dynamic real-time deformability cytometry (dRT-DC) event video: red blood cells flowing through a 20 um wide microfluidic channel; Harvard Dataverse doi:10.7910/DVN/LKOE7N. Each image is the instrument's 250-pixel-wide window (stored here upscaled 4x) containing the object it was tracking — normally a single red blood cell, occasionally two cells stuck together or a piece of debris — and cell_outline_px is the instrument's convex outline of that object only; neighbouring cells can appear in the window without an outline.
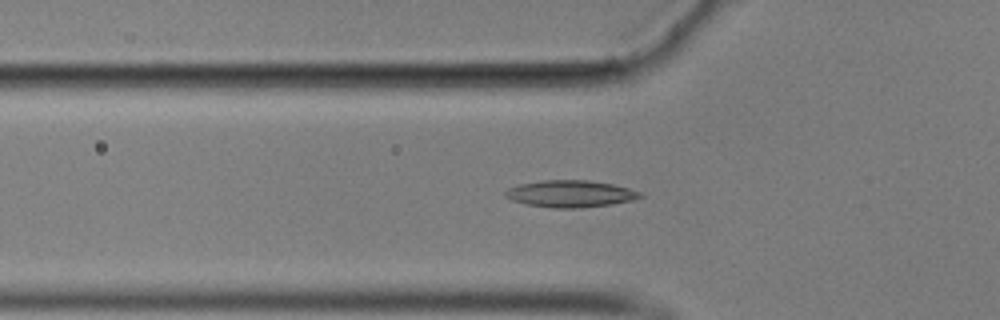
{"species": "common noctule bat (a hibernating species)", "species_latin": "Nyctalus noctula", "temperature_condition": "cold", "stored_images_in_passage": 55, "camera_frame_rate_fps": 3000, "um_per_image_px": 0.085, "animal": {"sex": "male", "body_mass_g": 17.9}, "frame": {"image": 1, "passage_image": 19, "time_ms": 6.0, "image_size_px": [1000, 320], "cell_outline_px": [[644, 196], [632, 200], [612, 204], [580, 208], [552, 208], [528, 204], [512, 200], [504, 196], [504, 192], [508, 188], [520, 184], [544, 180], [588, 180], [612, 184], [628, 188], [640, 192]], "centroid_in_image_um": [48.48, 16.47], "position_along_channel_um": 77.3, "area_um2": 21.04}}
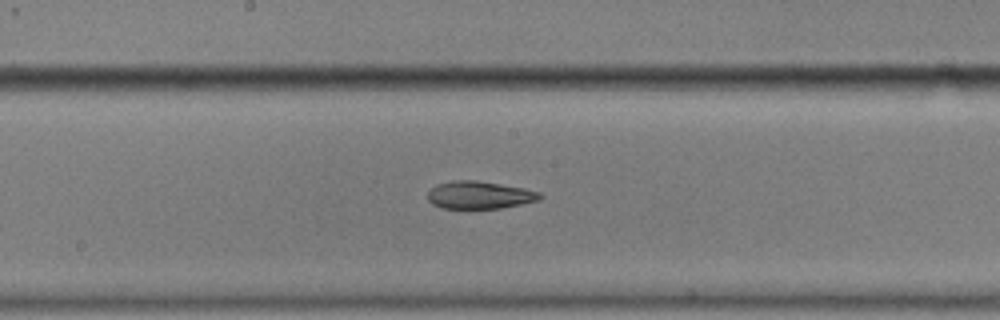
{"frame": {"image": 2, "passage_image": 30, "time_ms": 9.667, "image_size_px": [1000, 320], "cell_outline_px": [[544, 196], [540, 200], [500, 208], [440, 208], [432, 204], [428, 200], [428, 192], [436, 184], [452, 180], [476, 180], [524, 188], [540, 192]], "centroid_in_image_um": [40.75, 16.57], "position_along_channel_um": 207.4, "area_um2": 18.09}}
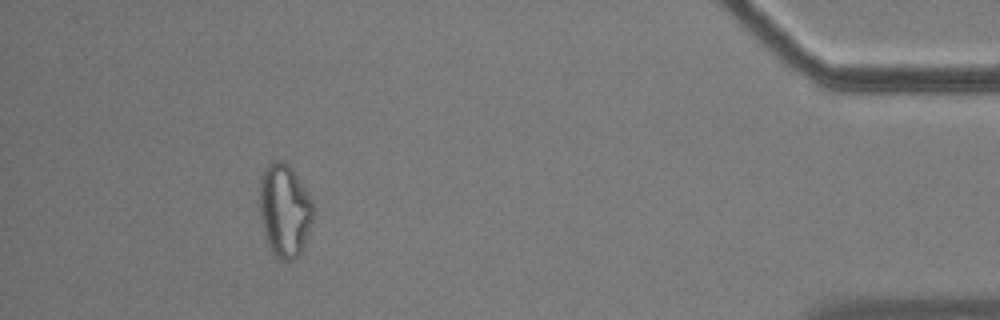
{"frame": {"image": 3, "passage_image": 52, "time_ms": 17.0, "image_size_px": [1000, 320], "cell_outline_px": [[312, 220], [304, 244], [296, 260], [288, 264], [280, 260], [268, 248], [260, 216], [260, 180], [264, 168], [272, 160], [284, 160], [292, 168], [308, 192], [312, 200]], "centroid_in_image_um": [24.18, 17.9], "position_along_channel_um": 411.0, "area_um2": 29.36}}